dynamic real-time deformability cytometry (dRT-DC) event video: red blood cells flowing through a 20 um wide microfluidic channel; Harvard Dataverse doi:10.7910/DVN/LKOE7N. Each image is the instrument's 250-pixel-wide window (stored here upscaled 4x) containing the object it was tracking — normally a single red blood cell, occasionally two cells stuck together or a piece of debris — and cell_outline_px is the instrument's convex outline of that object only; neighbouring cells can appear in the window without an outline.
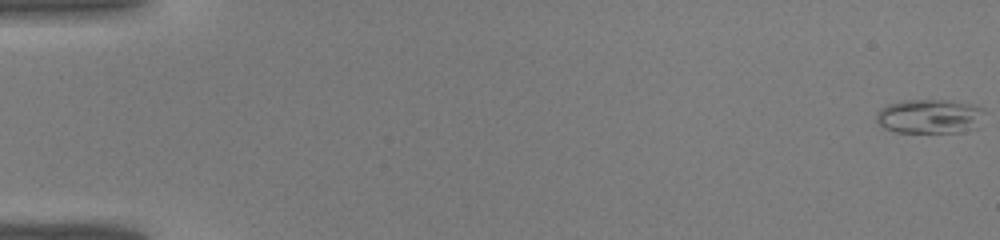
{"species": "common noctule bat (a hibernating species)", "species_latin": "Nyctalus noctula", "temperature_condition": "warm", "stored_images_in_passage": 42, "camera_frame_rate_fps": 3000, "um_per_image_px": 0.085, "animal": {"sex": "male", "body_mass_g": 19.0, "forearm_length_mm": 50.8}, "frame": {"image": 1, "passage_image": 1, "time_ms": 0.0, "image_size_px": [1000, 240], "cell_outline_px": [[984, 112], [976, 128], [956, 132], [896, 132], [884, 128], [876, 120], [876, 116], [880, 108], [888, 104], [900, 100], [952, 100], [972, 104], [984, 108]], "centroid_in_image_um": [79.01, 9.87], "position_along_channel_um": 6.0, "area_um2": 21.68}}
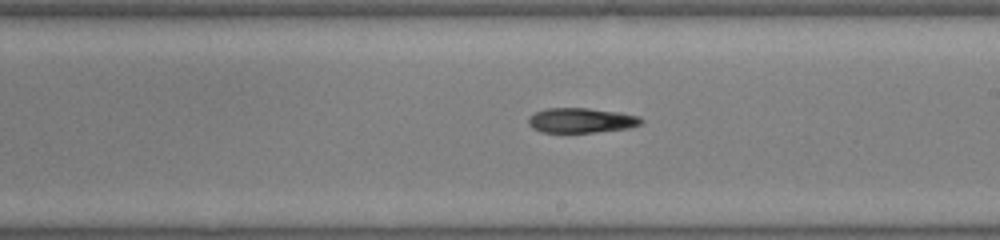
{"frame": {"image": 2, "passage_image": 26, "time_ms": 8.333, "image_size_px": [1000, 240], "cell_outline_px": [[644, 120], [640, 124], [628, 128], [596, 132], [540, 132], [532, 128], [528, 124], [528, 120], [536, 112], [548, 108], [588, 108], [620, 112], [640, 116]], "centroid_in_image_um": [49.43, 10.23], "position_along_channel_um": 239.6, "area_um2": 16.3}}
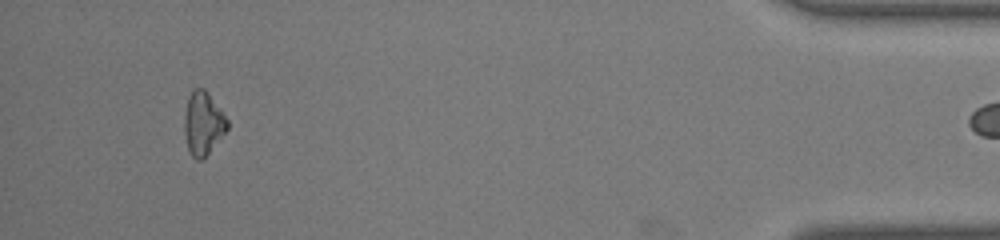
{"frame": {"image": 3, "passage_image": 41, "time_ms": 13.333, "image_size_px": [1000, 240], "cell_outline_px": [[228, 128], [208, 152], [200, 160], [196, 160], [192, 156], [188, 148], [184, 132], [184, 116], [188, 96], [192, 88], [204, 88], [208, 92], [228, 120]], "centroid_in_image_um": [17.24, 10.44], "position_along_channel_um": 418.0, "area_um2": 15.61}}